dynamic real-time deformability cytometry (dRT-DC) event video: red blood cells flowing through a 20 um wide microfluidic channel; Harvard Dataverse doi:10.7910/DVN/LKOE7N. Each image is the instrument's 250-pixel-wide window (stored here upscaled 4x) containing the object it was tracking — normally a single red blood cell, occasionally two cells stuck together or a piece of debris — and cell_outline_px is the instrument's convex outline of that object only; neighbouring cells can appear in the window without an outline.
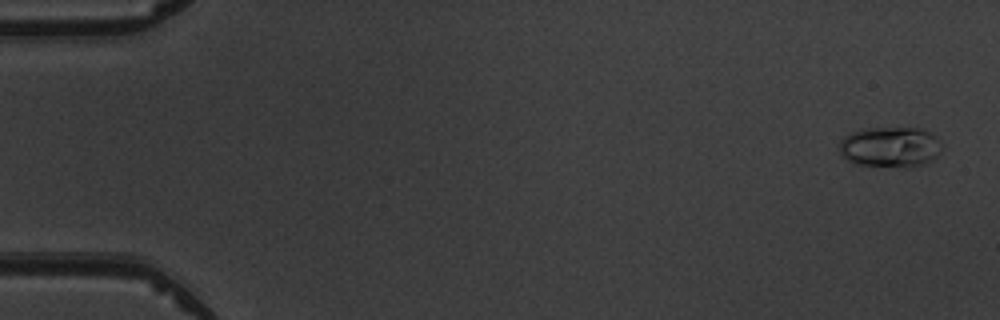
{"species": "common noctule bat (a hibernating species)", "species_latin": "Nyctalus noctula", "temperature_condition": "warm", "stored_images_in_passage": 4, "camera_frame_rate_fps": 3000, "um_per_image_px": 0.085, "animal": {"sex": "male", "body_mass_g": 19.5, "forearm_length_mm": 54.6}, "frame": {"image": 1, "passage_image": 1, "time_ms": 0.0, "image_size_px": [1000, 320], "cell_outline_px": [[944, 148], [932, 160], [912, 168], [904, 168], [852, 164], [840, 156], [840, 140], [844, 136], [860, 128], [920, 128], [936, 136], [940, 140]], "centroid_in_image_um": [75.66, 12.51], "position_along_channel_um": 9.3, "area_um2": 24.85}}